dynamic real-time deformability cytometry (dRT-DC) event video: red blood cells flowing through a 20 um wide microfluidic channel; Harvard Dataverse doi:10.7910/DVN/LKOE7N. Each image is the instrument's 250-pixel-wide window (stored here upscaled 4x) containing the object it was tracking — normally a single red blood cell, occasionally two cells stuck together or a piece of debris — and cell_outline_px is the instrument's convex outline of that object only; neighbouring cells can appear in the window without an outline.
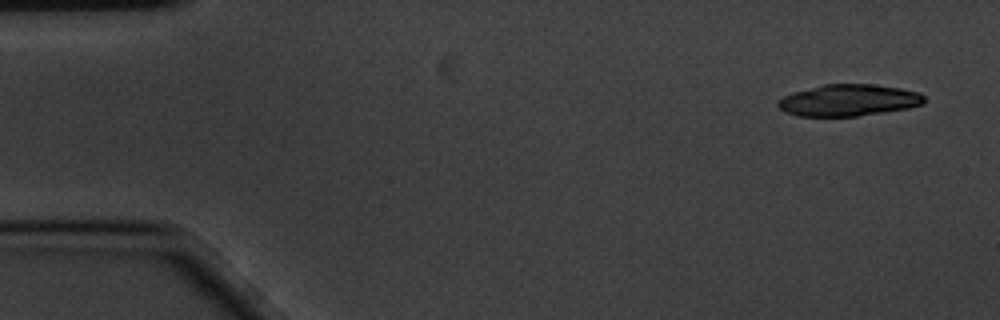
{"species": "common noctule bat (a hibernating species)", "species_latin": "Nyctalus noctula", "temperature_condition": "cold", "stored_images_in_passage": 7, "camera_frame_rate_fps": 3000, "um_per_image_px": 0.085, "animal": {"sex": "male", "body_mass_g": 20.1, "forearm_length_mm": 53.5}, "frame": {"image": 1, "passage_image": 1, "time_ms": 0.0, "image_size_px": [1000, 320], "cell_outline_px": [[924, 104], [908, 108], [884, 112], [856, 116], [796, 116], [784, 112], [776, 104], [776, 100], [792, 92], [824, 84], [872, 84], [900, 88], [916, 92], [924, 96]], "centroid_in_image_um": [72.08, 8.52], "position_along_channel_um": 12.9, "area_um2": 26.99}}
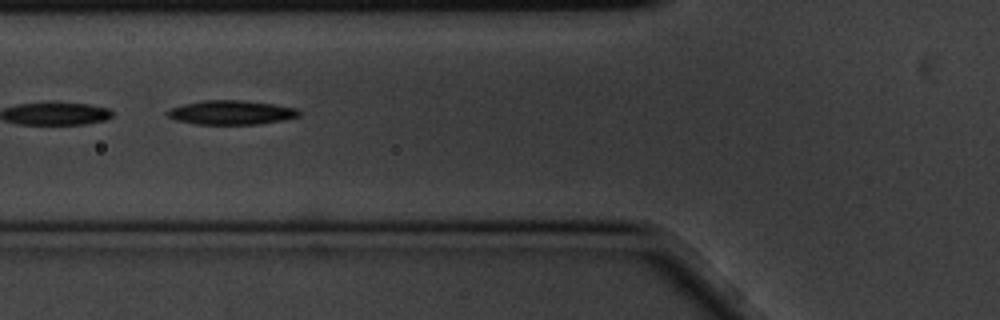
{"frame": {"image": 2, "passage_image": 6, "time_ms": 1.667, "image_size_px": [1000, 320], "cell_outline_px": [[300, 116], [284, 120], [256, 124], [196, 124], [176, 120], [164, 116], [164, 112], [168, 108], [184, 104], [204, 100], [240, 100], [272, 104], [296, 108], [300, 112]], "centroid_in_image_um": [19.58, 9.56], "position_along_channel_um": 106.2, "area_um2": 18.61}}